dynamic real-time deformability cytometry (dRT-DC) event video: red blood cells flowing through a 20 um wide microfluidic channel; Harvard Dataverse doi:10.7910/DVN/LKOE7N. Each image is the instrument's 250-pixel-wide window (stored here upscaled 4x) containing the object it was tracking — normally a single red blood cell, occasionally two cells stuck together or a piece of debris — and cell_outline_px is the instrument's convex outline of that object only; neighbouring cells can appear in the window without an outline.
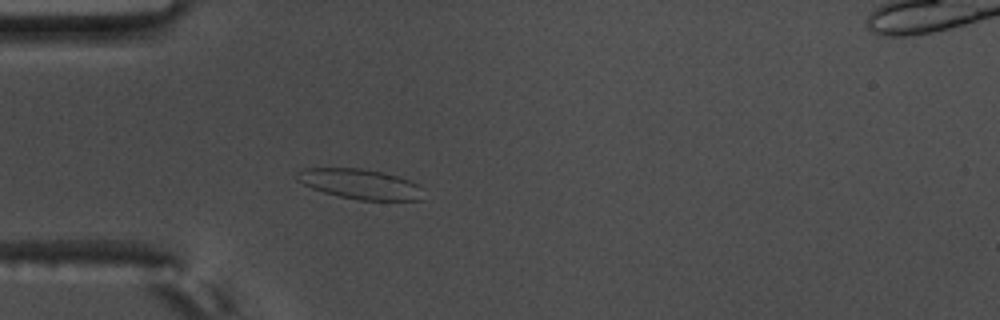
{"species": "common noctule bat (a hibernating species)", "species_latin": "Nyctalus noctula", "temperature_condition": "warm", "stored_images_in_passage": 43, "camera_frame_rate_fps": 3000, "um_per_image_px": 0.085, "animal": {"sex": "male", "body_mass_g": 17.5, "forearm_length_mm": 52.3}, "frame": {"image": 1, "passage_image": 5, "time_ms": 1.333, "image_size_px": [1000, 320], "cell_outline_px": [[424, 200], [360, 200], [340, 196], [324, 192], [312, 188], [296, 180], [296, 172], [300, 168], [360, 168], [380, 172], [396, 176], [408, 180], [416, 184]], "centroid_in_image_um": [30.53, 15.63], "position_along_channel_um": 54.5, "area_um2": 21.79}}
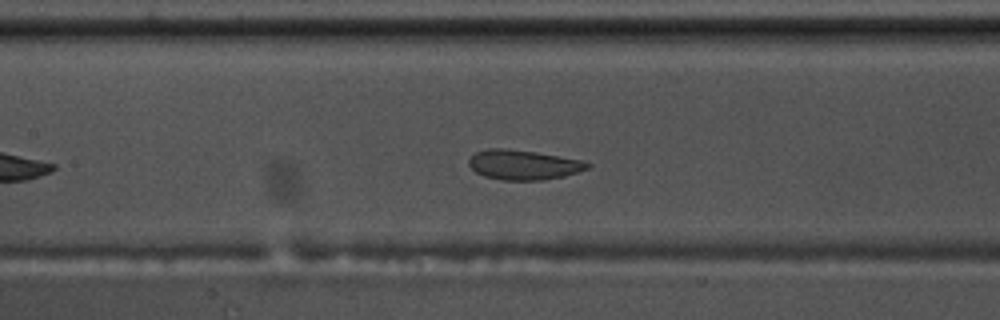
{"frame": {"image": 2, "passage_image": 15, "time_ms": 4.667, "image_size_px": [1000, 320], "cell_outline_px": [[592, 164], [588, 168], [564, 176], [544, 180], [504, 180], [484, 176], [476, 172], [468, 164], [468, 160], [476, 152], [488, 148], [504, 148], [536, 152], [584, 160]], "centroid_in_image_um": [44.5, 14.0], "position_along_channel_um": 162.9, "area_um2": 20.58}}
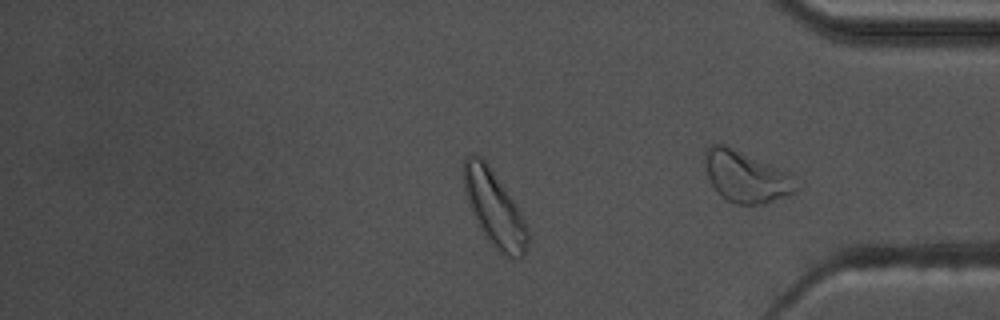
{"frame": {"image": 3, "passage_image": 33, "time_ms": 10.667, "image_size_px": [1000, 320], "cell_outline_px": [[532, 236], [524, 256], [508, 256], [492, 244], [488, 240], [472, 212], [468, 204], [464, 192], [464, 156], [472, 152], [480, 156], [488, 164], [516, 204]], "centroid_in_image_um": [42.03, 17.68], "position_along_channel_um": 393.2, "area_um2": 27.86}, "authors_computed_cell_mechanics": {"area_um2": 21.386, "velocity_mm_per_s": 3.5112, "shape_relaxation_time_tau1_ms": 5.119, "shape_relaxation_time_tau2_ms": 0.7191, "deformation_change_tau1": 0.1335, "deformation_change_tau2": 0.0611}}